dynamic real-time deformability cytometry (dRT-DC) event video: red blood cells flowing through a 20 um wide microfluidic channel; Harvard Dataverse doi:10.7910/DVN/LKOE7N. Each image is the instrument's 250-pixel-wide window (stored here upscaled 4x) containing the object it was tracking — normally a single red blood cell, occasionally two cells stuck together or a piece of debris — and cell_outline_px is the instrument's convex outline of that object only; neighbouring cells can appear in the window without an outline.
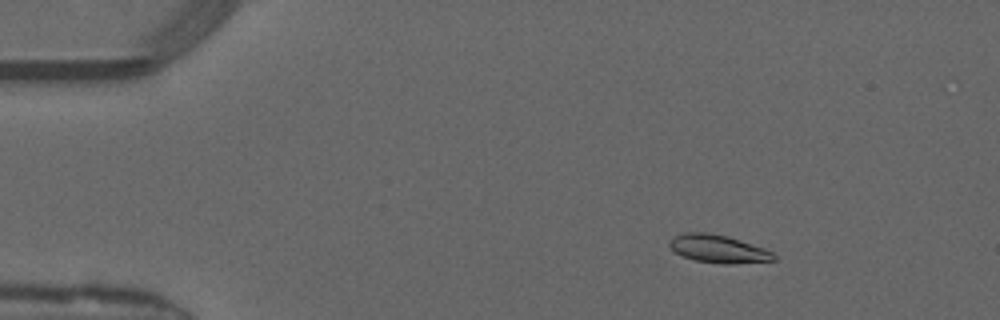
{"species": "common noctule bat (a hibernating species)", "species_latin": "Nyctalus noctula", "temperature_condition": "warm", "stored_images_in_passage": 50, "camera_frame_rate_fps": 3000, "um_per_image_px": 0.085, "animal": {"sex": "male", "forearm_length_mm": 52.5}, "frame": {"image": 1, "passage_image": 8, "time_ms": 2.333, "image_size_px": [1000, 320], "cell_outline_px": [[776, 260], [732, 264], [724, 264], [696, 260], [684, 256], [676, 252], [668, 244], [676, 236], [684, 232], [704, 232], [728, 236], [764, 248], [772, 252], [776, 256]], "centroid_in_image_um": [61.09, 21.15], "position_along_channel_um": 23.9, "area_um2": 16.7}}
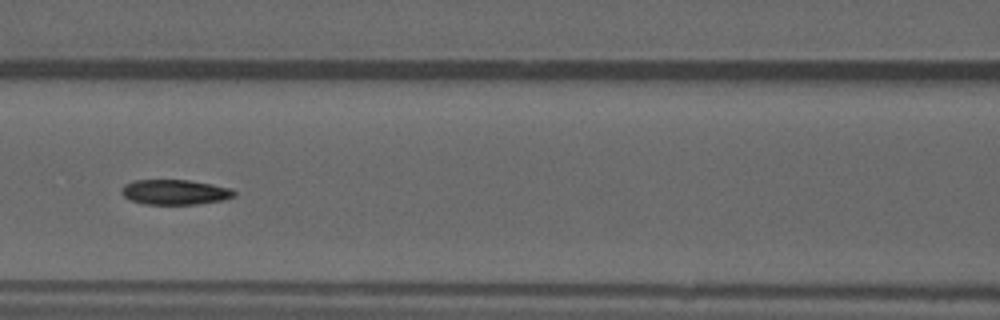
{"frame": {"image": 2, "passage_image": 23, "time_ms": 7.333, "image_size_px": [1000, 320], "cell_outline_px": [[236, 196], [224, 200], [196, 204], [144, 204], [132, 200], [124, 196], [120, 192], [120, 188], [124, 184], [132, 180], [188, 180], [212, 184], [232, 188], [236, 192]], "centroid_in_image_um": [14.87, 16.32], "position_along_channel_um": 151.7, "area_um2": 16.59}}
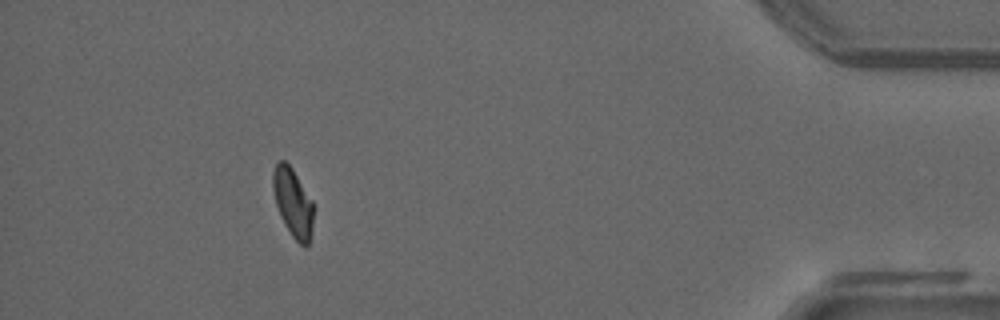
{"frame": {"image": 3, "passage_image": 46, "time_ms": 15.0, "image_size_px": [1000, 320], "cell_outline_px": [[312, 228], [308, 244], [304, 248], [292, 236], [284, 224], [280, 216], [276, 204], [272, 188], [272, 172], [276, 164], [280, 160], [284, 160], [292, 168], [312, 200]], "centroid_in_image_um": [24.87, 17.21], "position_along_channel_um": 410.3, "area_um2": 16.07}, "authors_computed_cell_mechanics": {"area_um2": 16.7909, "velocity_mm_per_s": 4.1364, "shape_relaxation_time_tau1_ms": 10.295, "shape_relaxation_time_tau2_ms": 2.6677, "deformation_change_tau1": 0.2589, "deformation_change_tau2": 0.0771}}